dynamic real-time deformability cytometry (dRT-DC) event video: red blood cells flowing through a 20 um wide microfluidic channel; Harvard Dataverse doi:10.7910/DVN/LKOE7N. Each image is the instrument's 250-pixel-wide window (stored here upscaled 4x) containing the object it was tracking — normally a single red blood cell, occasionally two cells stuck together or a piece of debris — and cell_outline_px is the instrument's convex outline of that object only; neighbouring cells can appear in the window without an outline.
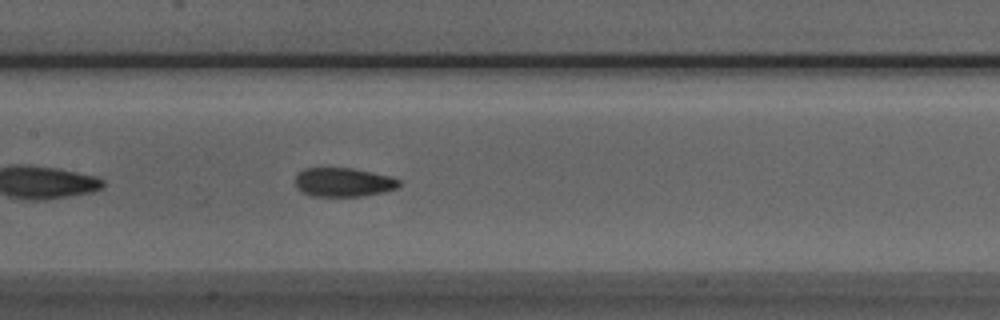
{"species": "Egyptian fruit bat (a non-hibernating species)", "species_latin": "Rousettus aegyptiacus", "temperature_condition": "room temperature", "stored_images_in_passage": 24, "camera_frame_rate_fps": 3000, "um_per_image_px": 0.085, "animal": {"sex": "male"}, "frame": {"image": 1, "passage_image": 11, "time_ms": 3.333, "image_size_px": [1000, 320], "cell_outline_px": [[400, 184], [396, 188], [384, 192], [360, 196], [308, 196], [296, 188], [296, 176], [304, 168], [352, 168], [392, 176], [400, 180]], "centroid_in_image_um": [29.18, 15.49], "position_along_channel_um": 178.2, "area_um2": 17.57}}
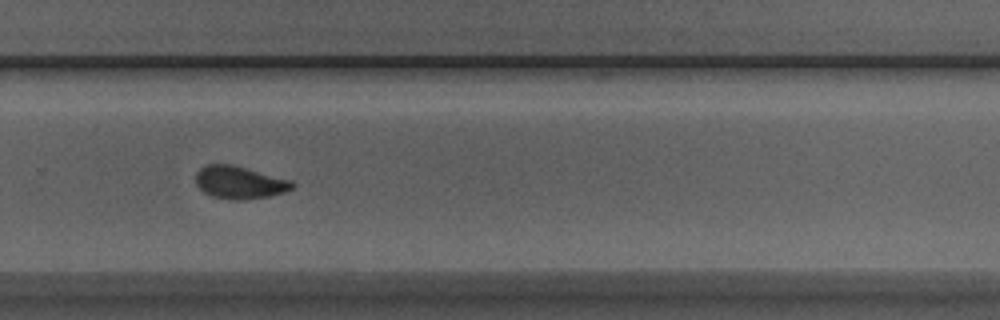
{"frame": {"image": 2, "passage_image": 21, "time_ms": 6.667, "image_size_px": [1000, 320], "cell_outline_px": [[296, 188], [284, 192], [268, 196], [240, 200], [232, 200], [212, 196], [204, 192], [196, 184], [196, 172], [204, 164], [232, 164], [292, 180], [296, 184]], "centroid_in_image_um": [20.38, 15.5], "position_along_channel_um": 309.4, "area_um2": 18.5}}